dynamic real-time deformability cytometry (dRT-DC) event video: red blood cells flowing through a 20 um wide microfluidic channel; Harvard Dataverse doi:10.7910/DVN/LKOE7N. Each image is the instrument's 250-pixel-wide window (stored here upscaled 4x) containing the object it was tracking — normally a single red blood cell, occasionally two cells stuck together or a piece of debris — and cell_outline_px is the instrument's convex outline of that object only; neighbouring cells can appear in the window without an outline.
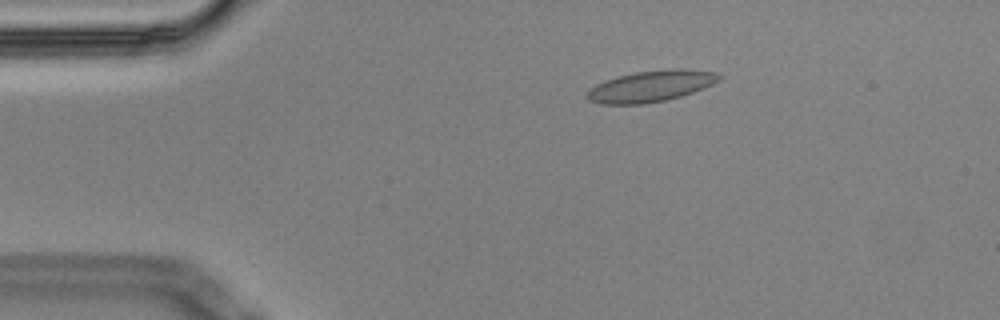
{"species": "Egyptian fruit bat (a non-hibernating species)", "species_latin": "Rousettus aegyptiacus", "temperature_condition": "cold", "stored_images_in_passage": 4, "camera_frame_rate_fps": 3000, "um_per_image_px": 0.085, "animal": {"sex": "male"}, "frame": {"image": 1, "passage_image": 3, "time_ms": 0.667, "image_size_px": [1000, 320], "cell_outline_px": [[724, 76], [720, 80], [712, 84], [692, 92], [680, 96], [664, 100], [644, 104], [600, 104], [588, 100], [588, 92], [596, 84], [604, 80], [636, 72], [672, 68], [676, 68], [716, 72]], "centroid_in_image_um": [55.35, 7.32], "position_along_channel_um": 29.7, "area_um2": 23.76}}